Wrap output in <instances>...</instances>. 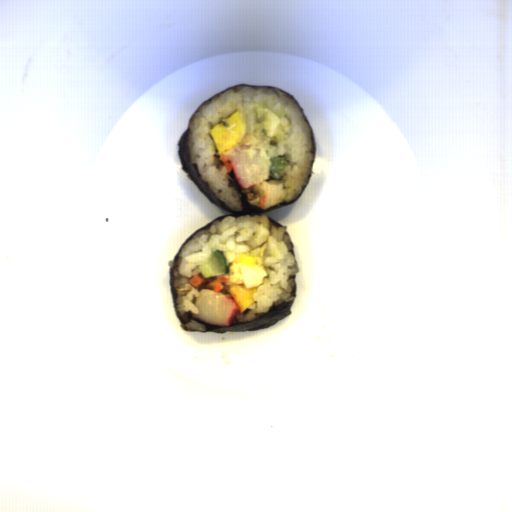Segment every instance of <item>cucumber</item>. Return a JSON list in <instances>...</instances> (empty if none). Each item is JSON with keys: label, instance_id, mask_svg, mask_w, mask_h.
Masks as SVG:
<instances>
[{"label": "cucumber", "instance_id": "cucumber-1", "mask_svg": "<svg viewBox=\"0 0 512 512\" xmlns=\"http://www.w3.org/2000/svg\"><path fill=\"white\" fill-rule=\"evenodd\" d=\"M272 166L269 170L270 174L274 179H280L281 172L289 166V160L286 157L282 156H274L270 159Z\"/></svg>", "mask_w": 512, "mask_h": 512}]
</instances>
